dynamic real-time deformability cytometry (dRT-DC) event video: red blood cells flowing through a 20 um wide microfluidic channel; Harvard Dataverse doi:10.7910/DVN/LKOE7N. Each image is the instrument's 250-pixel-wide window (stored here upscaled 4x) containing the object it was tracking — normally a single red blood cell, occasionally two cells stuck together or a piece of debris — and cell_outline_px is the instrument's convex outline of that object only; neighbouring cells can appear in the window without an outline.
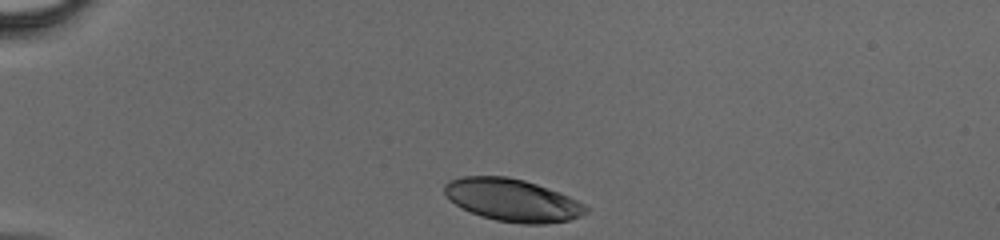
{"species": "human", "species_latin": "Homo sapiens", "temperature_condition": "cold", "stored_images_in_passage": 29, "camera_frame_rate_fps": 3000, "um_per_image_px": 0.085, "donor": {"sex": "male"}, "frame": {"image": 1, "passage_image": 1, "time_ms": 0.0, "image_size_px": [1000, 240], "cell_outline_px": [[588, 212], [580, 216], [568, 220], [548, 224], [520, 224], [496, 220], [480, 216], [456, 204], [444, 192], [444, 184], [448, 180], [464, 176], [508, 176], [524, 180], [560, 192], [584, 204], [588, 208]], "centroid_in_image_um": [43.57, 17.01], "position_along_channel_um": 41.4, "area_um2": 34.91}}
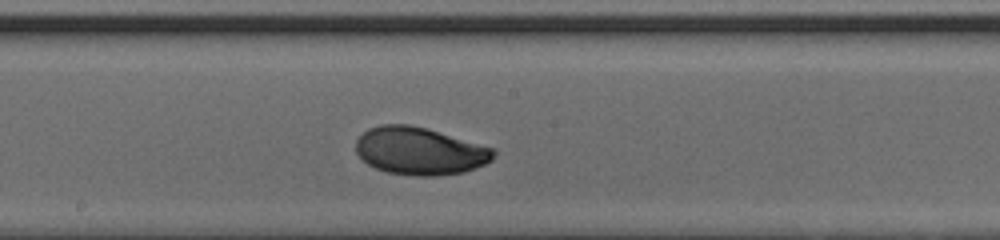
{"frame": {"image": 2, "passage_image": 16, "time_ms": 5.0, "image_size_px": [1000, 240], "cell_outline_px": [[496, 152], [492, 160], [484, 164], [464, 172], [436, 176], [412, 176], [388, 172], [376, 168], [368, 164], [356, 152], [356, 140], [368, 128], [380, 124], [408, 124], [428, 128], [496, 148]], "centroid_in_image_um": [35.7, 12.82], "position_along_channel_um": 212.5, "area_um2": 38.44}}
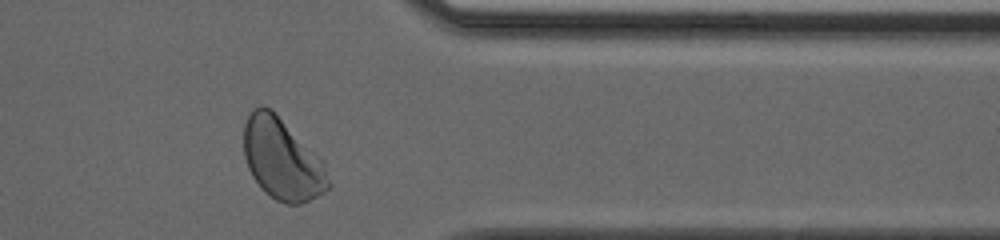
{"frame": {"image": 3, "passage_image": 28, "time_ms": 9.0, "image_size_px": [1000, 240], "cell_outline_px": [[332, 184], [324, 192], [300, 204], [288, 204], [276, 200], [264, 192], [260, 188], [252, 176], [248, 168], [244, 156], [244, 124], [252, 108], [268, 108], [324, 160]], "centroid_in_image_um": [24.0, 13.59], "position_along_channel_um": 387.4, "area_um2": 39.71}}